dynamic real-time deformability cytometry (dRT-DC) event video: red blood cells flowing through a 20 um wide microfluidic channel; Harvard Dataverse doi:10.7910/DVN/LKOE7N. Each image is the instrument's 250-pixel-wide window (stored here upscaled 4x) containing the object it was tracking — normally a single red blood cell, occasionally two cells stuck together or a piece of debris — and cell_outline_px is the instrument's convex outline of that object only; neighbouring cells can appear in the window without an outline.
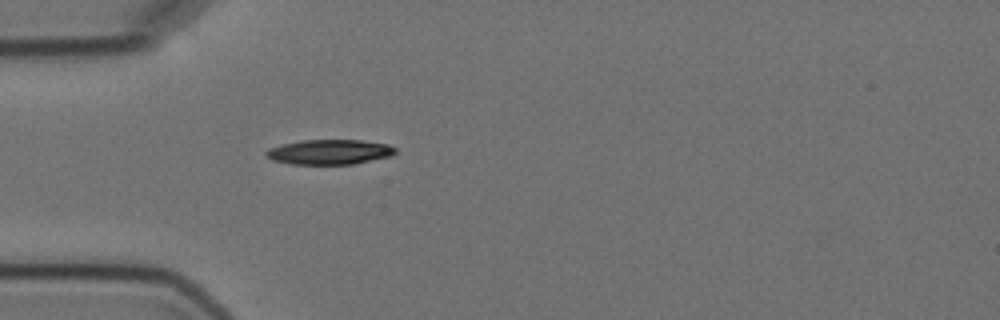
{"species": "Egyptian fruit bat (a non-hibernating species)", "species_latin": "Rousettus aegyptiacus", "temperature_condition": "cold", "stored_images_in_passage": 4, "camera_frame_rate_fps": 3000, "um_per_image_px": 0.085, "animal": {"sex": "female"}, "frame": {"image": 1, "passage_image": 4, "time_ms": 3.667, "image_size_px": [1000, 320], "cell_outline_px": [[396, 152], [392, 156], [352, 164], [292, 164], [272, 160], [264, 156], [264, 152], [268, 148], [300, 140], [360, 140], [388, 144], [396, 148]], "centroid_in_image_um": [27.99, 12.92], "position_along_channel_um": 57.0, "area_um2": 18.84}}